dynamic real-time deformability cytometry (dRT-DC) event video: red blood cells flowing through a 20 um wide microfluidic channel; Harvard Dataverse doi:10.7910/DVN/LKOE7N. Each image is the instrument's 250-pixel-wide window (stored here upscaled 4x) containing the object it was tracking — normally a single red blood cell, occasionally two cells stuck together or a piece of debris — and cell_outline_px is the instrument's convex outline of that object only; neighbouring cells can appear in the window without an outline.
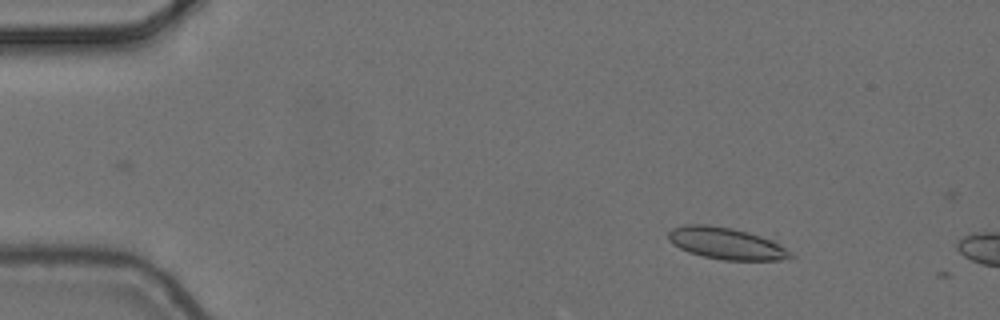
{"species": "common noctule bat (a hibernating species)", "species_latin": "Nyctalus noctula", "temperature_condition": "cold", "stored_images_in_passage": 4, "camera_frame_rate_fps": 3000, "um_per_image_px": 0.085, "animal": {"sex": "female", "body_mass_g": 24.6, "forearm_length_mm": 56.2}, "frame": {"image": 1, "passage_image": 3, "time_ms": 0.667, "image_size_px": [1000, 320], "cell_outline_px": [[796, 256], [780, 260], [724, 260], [704, 256], [688, 252], [672, 244], [668, 240], [668, 232], [672, 228], [684, 224], [704, 224], [776, 232]], "centroid_in_image_um": [62.02, 20.63], "position_along_channel_um": 23.0, "area_um2": 24.85}}